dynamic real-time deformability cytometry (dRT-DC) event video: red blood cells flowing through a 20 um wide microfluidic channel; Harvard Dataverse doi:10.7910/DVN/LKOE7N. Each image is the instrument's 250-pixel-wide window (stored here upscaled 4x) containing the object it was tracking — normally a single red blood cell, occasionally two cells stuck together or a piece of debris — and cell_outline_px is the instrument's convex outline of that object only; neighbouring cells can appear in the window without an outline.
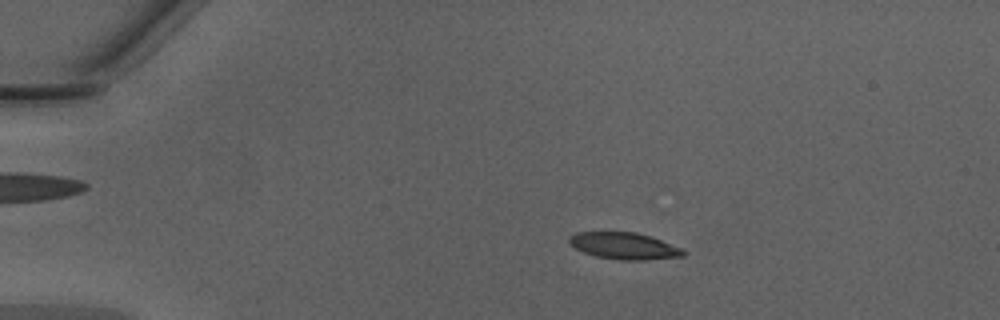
{"species": "Egyptian fruit bat (a non-hibernating species)", "species_latin": "Rousettus aegyptiacus", "temperature_condition": "warm", "stored_images_in_passage": 50, "camera_frame_rate_fps": 3000, "um_per_image_px": 0.085, "animal": {"sex": "male"}, "frame": {"image": 1, "passage_image": 11, "time_ms": 3.333, "image_size_px": [1000, 320], "cell_outline_px": [[688, 252], [684, 256], [648, 260], [620, 260], [596, 256], [584, 252], [568, 244], [568, 236], [576, 232], [636, 232], [652, 236], [680, 248]], "centroid_in_image_um": [53.05, 20.9], "position_along_channel_um": 32.0, "area_um2": 17.92}}
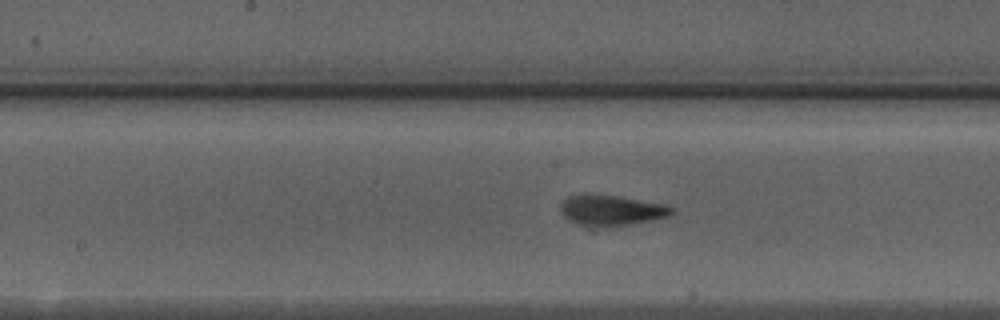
{"frame": {"image": 2, "passage_image": 27, "time_ms": 8.667, "image_size_px": [1000, 320], "cell_outline_px": [[676, 212], [668, 216], [652, 220], [608, 228], [584, 228], [568, 220], [560, 212], [560, 204], [568, 196], [580, 192], [588, 192], [616, 196], [664, 204], [676, 208]], "centroid_in_image_um": [51.89, 17.89], "position_along_channel_um": 196.3, "area_um2": 20.75}}
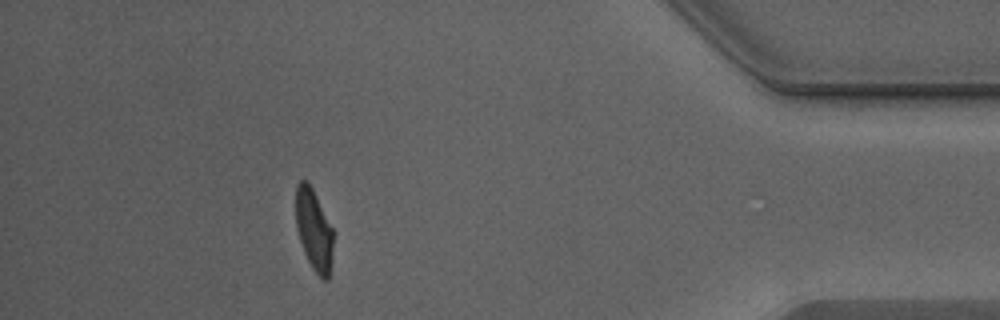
{"frame": {"image": 3, "passage_image": 45, "time_ms": 14.667, "image_size_px": [1000, 320], "cell_outline_px": [[332, 260], [328, 280], [324, 280], [312, 268], [304, 252], [296, 228], [296, 184], [300, 180], [308, 180], [332, 228]], "centroid_in_image_um": [26.66, 19.52], "position_along_channel_um": 408.5, "area_um2": 17.51}, "authors_computed_cell_mechanics": {"area_um2": 18.5249, "velocity_mm_per_s": 4.3072, "shape_relaxation_time_tau1_ms": 3.855, "shape_relaxation_time_tau2_ms": 1.3316, "deformation_change_tau1": 0.1719, "deformation_change_tau2": 0.0969}}